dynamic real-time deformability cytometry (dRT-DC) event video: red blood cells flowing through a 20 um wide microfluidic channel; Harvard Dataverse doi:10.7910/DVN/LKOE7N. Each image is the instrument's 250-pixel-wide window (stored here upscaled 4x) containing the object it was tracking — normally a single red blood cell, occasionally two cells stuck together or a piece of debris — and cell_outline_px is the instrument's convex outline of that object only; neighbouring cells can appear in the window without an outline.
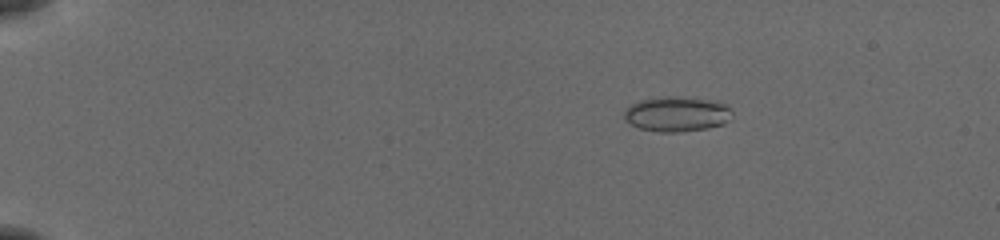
{"species": "common noctule bat (a hibernating species)", "species_latin": "Nyctalus noctula", "temperature_condition": "cold", "stored_images_in_passage": 33, "camera_frame_rate_fps": 3000, "um_per_image_px": 0.085, "animal": {"sex": "female", "body_mass_g": 19.5, "forearm_length_mm": 54.1}, "frame": {"image": 1, "passage_image": 8, "time_ms": 2.333, "image_size_px": [1000, 240], "cell_outline_px": [[732, 112], [728, 120], [724, 124], [708, 128], [680, 132], [660, 132], [640, 128], [628, 124], [624, 120], [624, 108], [640, 100], [664, 96], [676, 96], [724, 100]], "centroid_in_image_um": [57.55, 9.67], "position_along_channel_um": 27.5, "area_um2": 22.6}}
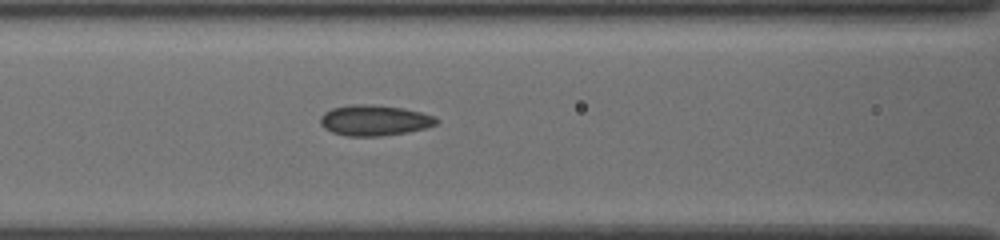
{"frame": {"image": 2, "passage_image": 22, "time_ms": 7.0, "image_size_px": [1000, 240], "cell_outline_px": [[440, 120], [436, 124], [424, 128], [408, 132], [380, 136], [344, 136], [332, 132], [324, 128], [320, 124], [320, 116], [324, 112], [332, 108], [348, 104], [368, 104], [400, 108], [420, 112], [436, 116]], "centroid_in_image_um": [31.79, 10.23], "position_along_channel_um": 134.8, "area_um2": 20.81}}
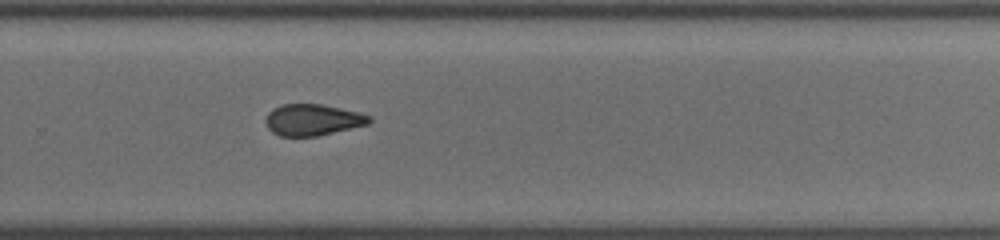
{"frame": {"image": 3, "passage_image": 33, "time_ms": 10.667, "image_size_px": [1000, 240], "cell_outline_px": [[372, 120], [368, 124], [316, 136], [280, 136], [272, 132], [268, 128], [264, 120], [268, 112], [272, 108], [284, 104], [320, 104], [340, 108], [372, 116]], "centroid_in_image_um": [26.54, 10.18], "position_along_channel_um": 303.3, "area_um2": 18.84}}